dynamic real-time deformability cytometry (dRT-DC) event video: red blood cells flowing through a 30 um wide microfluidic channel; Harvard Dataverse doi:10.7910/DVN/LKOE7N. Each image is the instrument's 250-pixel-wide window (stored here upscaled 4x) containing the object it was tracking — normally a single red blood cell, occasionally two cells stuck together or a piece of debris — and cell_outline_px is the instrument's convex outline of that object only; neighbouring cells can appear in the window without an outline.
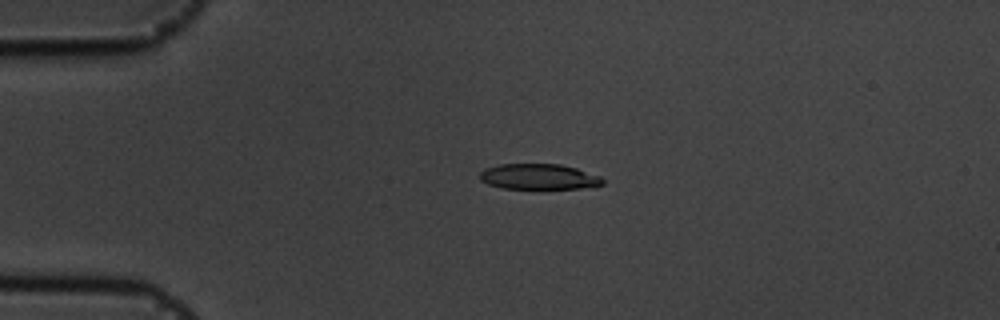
{"species": "common noctule bat (a hibernating species)", "species_latin": "Nyctalus noctula", "temperature_condition": "cold", "stored_images_in_passage": 49, "camera_frame_rate_fps": 3000, "um_per_image_px": 0.085, "animal": {"sex": "male", "body_mass_g": 19.5, "forearm_length_mm": 54.6}, "frame": {"image": 1, "passage_image": 7, "time_ms": 2.0, "image_size_px": [1000, 320], "cell_outline_px": [[604, 184], [580, 188], [504, 188], [488, 184], [480, 180], [480, 172], [484, 168], [500, 164], [560, 164], [576, 168], [600, 176], [604, 180]], "centroid_in_image_um": [45.78, 15.01], "position_along_channel_um": 39.2, "area_um2": 18.15}}
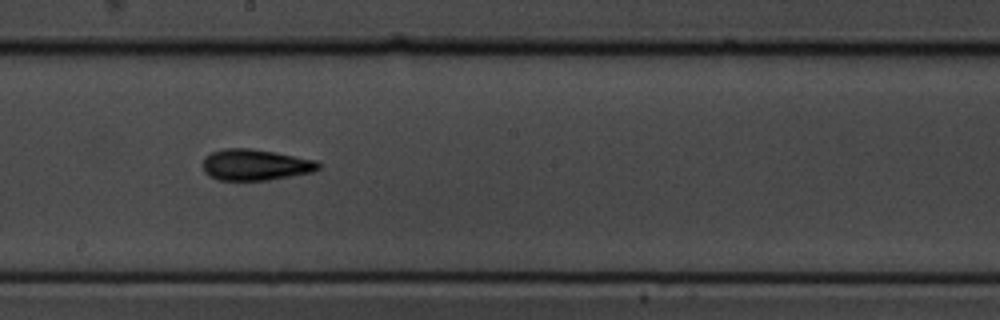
{"frame": {"image": 2, "passage_image": 25, "time_ms": 8.0, "image_size_px": [1000, 320], "cell_outline_px": [[320, 168], [312, 172], [268, 180], [220, 180], [208, 176], [204, 172], [204, 156], [212, 152], [224, 148], [248, 148], [272, 152], [316, 160], [320, 164]], "centroid_in_image_um": [21.68, 14.01], "position_along_channel_um": 226.5, "area_um2": 20.81}}
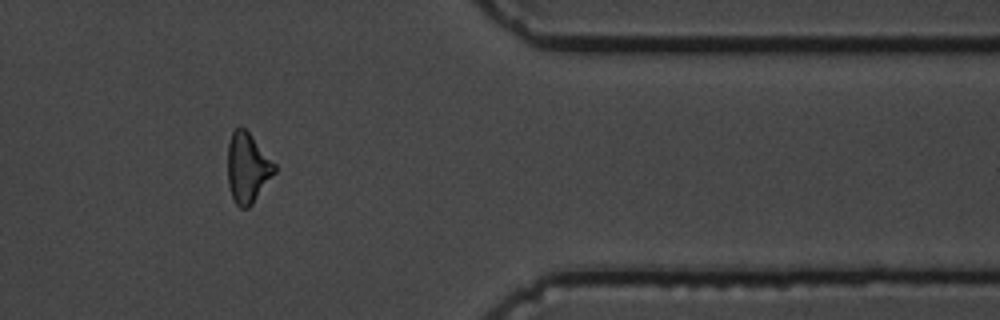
{"frame": {"image": 3, "passage_image": 40, "time_ms": 13.0, "image_size_px": [1000, 320], "cell_outline_px": [[276, 172], [252, 204], [248, 208], [240, 208], [236, 204], [232, 196], [228, 184], [228, 144], [232, 132], [236, 128], [244, 128], [248, 132], [276, 164]], "centroid_in_image_um": [21.04, 14.29], "position_along_channel_um": 390.4, "area_um2": 18.96}, "authors_computed_cell_mechanics": {"area_um2": 19.4786, "velocity_mm_per_s": 3.6488, "shape_relaxation_time_tau1_ms": 2.7776, "shape_relaxation_time_tau2_ms": 3.7847, "deformation_change_tau1": 0.1256, "deformation_change_tau2": 0.1296}}